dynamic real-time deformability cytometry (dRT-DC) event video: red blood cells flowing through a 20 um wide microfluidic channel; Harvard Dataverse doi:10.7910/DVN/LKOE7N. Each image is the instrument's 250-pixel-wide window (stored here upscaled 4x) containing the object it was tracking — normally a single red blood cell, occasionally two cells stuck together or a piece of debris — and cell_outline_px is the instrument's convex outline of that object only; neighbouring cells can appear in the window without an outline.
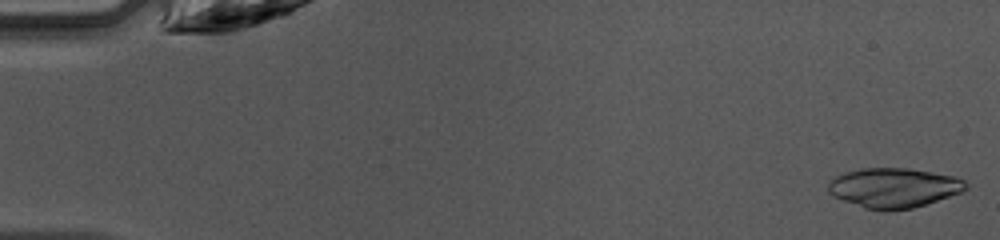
{"species": "common noctule bat (a hibernating species)", "species_latin": "Nyctalus noctula", "temperature_condition": "warm", "stored_images_in_passage": 10, "camera_frame_rate_fps": 3000, "um_per_image_px": 0.085, "animal": {"sex": "female", "body_mass_g": 10.0, "forearm_length_mm": 53.1}, "frame": {"image": 1, "passage_image": 1, "time_ms": 0.0, "image_size_px": [1000, 240], "cell_outline_px": [[968, 188], [960, 192], [912, 208], [888, 212], [880, 212], [864, 208], [832, 196], [828, 192], [828, 180], [836, 176], [860, 168], [908, 168], [956, 176], [964, 180], [968, 184]], "centroid_in_image_um": [75.94, 15.97], "position_along_channel_um": 9.1, "area_um2": 32.02}}